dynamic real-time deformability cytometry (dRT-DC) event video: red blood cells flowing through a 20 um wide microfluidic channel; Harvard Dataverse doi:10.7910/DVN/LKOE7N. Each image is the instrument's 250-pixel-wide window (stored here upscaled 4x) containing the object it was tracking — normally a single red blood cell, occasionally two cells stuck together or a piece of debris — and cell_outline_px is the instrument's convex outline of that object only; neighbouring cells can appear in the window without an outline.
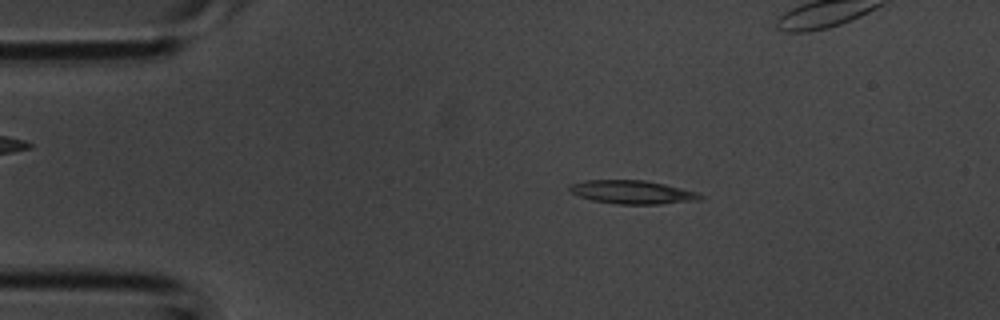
{"species": "common noctule bat (a hibernating species)", "species_latin": "Nyctalus noctula", "temperature_condition": "room temperature", "stored_images_in_passage": 39, "camera_frame_rate_fps": 3000, "um_per_image_px": 0.085, "animal": {"sex": "male", "body_mass_g": 20.1, "forearm_length_mm": 53.5}, "frame": {"image": 1, "passage_image": 7, "time_ms": 2.0, "image_size_px": [1000, 320], "cell_outline_px": [[704, 196], [700, 200], [660, 204], [616, 204], [592, 200], [568, 192], [568, 184], [584, 180], [644, 180], [664, 184], [696, 192]], "centroid_in_image_um": [53.69, 16.33], "position_along_channel_um": 31.3, "area_um2": 17.92}}
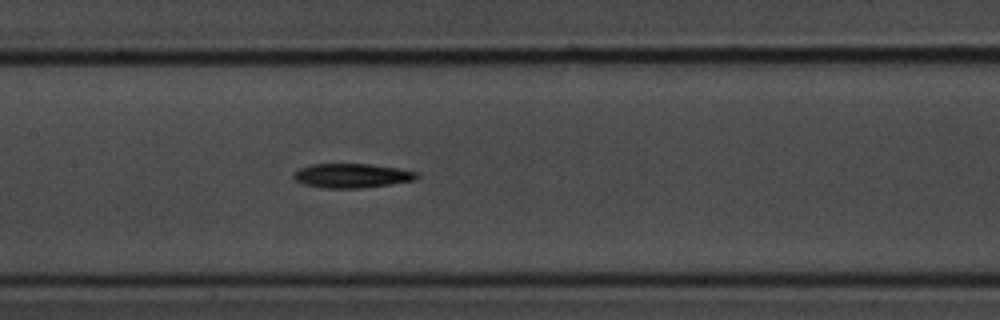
{"frame": {"image": 2, "passage_image": 18, "time_ms": 5.667, "image_size_px": [1000, 320], "cell_outline_px": [[420, 176], [416, 180], [392, 184], [364, 188], [320, 188], [304, 184], [296, 180], [292, 176], [292, 172], [300, 168], [312, 164], [368, 164], [400, 168], [420, 172]], "centroid_in_image_um": [29.95, 14.93], "position_along_channel_um": 177.5, "area_um2": 17.74}}
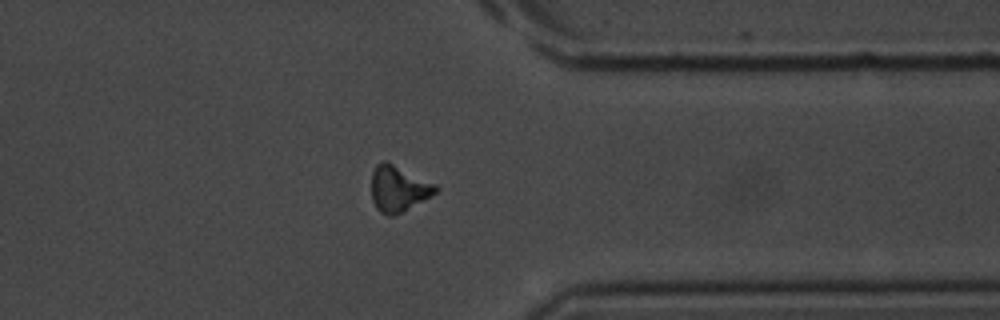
{"frame": {"image": 3, "passage_image": 30, "time_ms": 9.667, "image_size_px": [1000, 320], "cell_outline_px": [[440, 188], [432, 196], [392, 216], [388, 216], [380, 212], [376, 208], [372, 200], [372, 172], [376, 164], [380, 160], [388, 160], [436, 184]], "centroid_in_image_um": [33.86, 15.99], "position_along_channel_um": 377.5, "area_um2": 17.4}}